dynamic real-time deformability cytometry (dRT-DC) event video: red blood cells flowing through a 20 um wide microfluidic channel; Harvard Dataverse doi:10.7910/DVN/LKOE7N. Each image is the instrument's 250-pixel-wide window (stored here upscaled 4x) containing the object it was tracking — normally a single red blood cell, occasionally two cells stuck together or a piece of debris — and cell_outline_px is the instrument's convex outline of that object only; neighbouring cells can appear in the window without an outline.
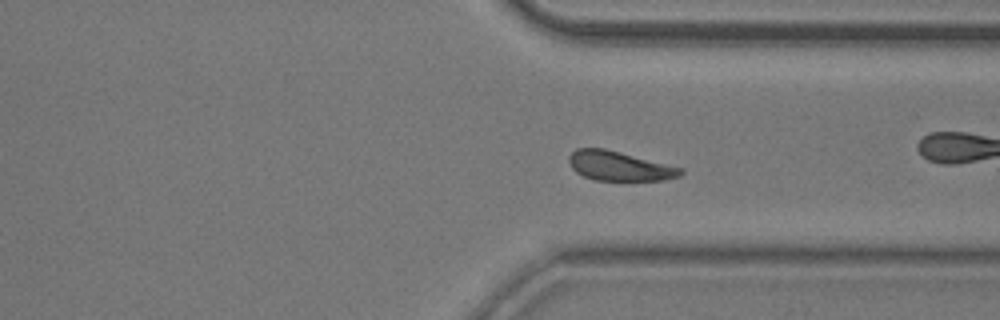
{"species": "common noctule bat (a hibernating species)", "species_latin": "Nyctalus noctula", "temperature_condition": "room temperature", "stored_images_in_passage": 49, "camera_frame_rate_fps": 3000, "um_per_image_px": 0.085, "animal": {"sex": "male", "body_mass_g": 20.5, "forearm_length_mm": 52.5}, "frame": {"image": 1, "passage_image": 35, "time_ms": 11.333, "image_size_px": [1000, 320], "cell_outline_px": [[684, 172], [680, 176], [664, 180], [596, 180], [584, 176], [576, 172], [572, 168], [568, 160], [568, 156], [576, 148], [604, 148], [684, 168]], "centroid_in_image_um": [52.65, 14.11], "position_along_channel_um": 358.7, "area_um2": 19.13}}
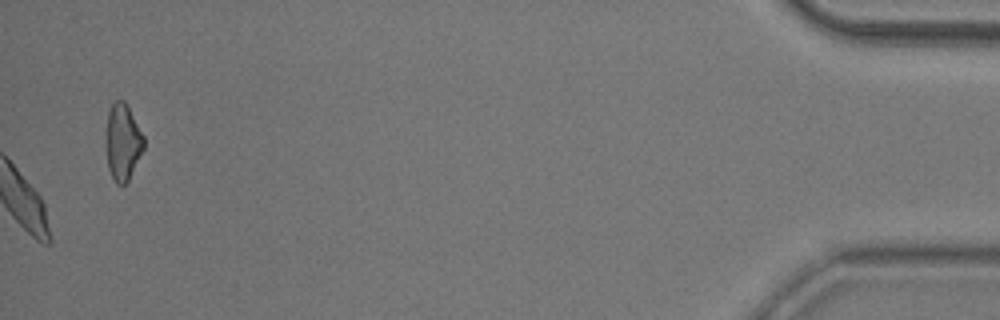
{"frame": {"image": 2, "passage_image": 49, "time_ms": 16.0, "image_size_px": [1000, 320], "cell_outline_px": [[144, 148], [128, 180], [124, 184], [116, 184], [108, 168], [104, 144], [104, 140], [108, 112], [112, 104], [116, 100], [124, 100], [144, 136]], "centroid_in_image_um": [10.4, 12.07], "position_along_channel_um": 424.8, "area_um2": 16.99}, "authors_computed_cell_mechanics": {"area_um2": 19.9988, "velocity_mm_per_s": 3.831, "shape_relaxation_time_tau1_ms": 3.1505, "shape_relaxation_time_tau2_ms": 2.8605, "deformation_change_tau1": 0.0941, "deformation_change_tau2": 0.0808}}